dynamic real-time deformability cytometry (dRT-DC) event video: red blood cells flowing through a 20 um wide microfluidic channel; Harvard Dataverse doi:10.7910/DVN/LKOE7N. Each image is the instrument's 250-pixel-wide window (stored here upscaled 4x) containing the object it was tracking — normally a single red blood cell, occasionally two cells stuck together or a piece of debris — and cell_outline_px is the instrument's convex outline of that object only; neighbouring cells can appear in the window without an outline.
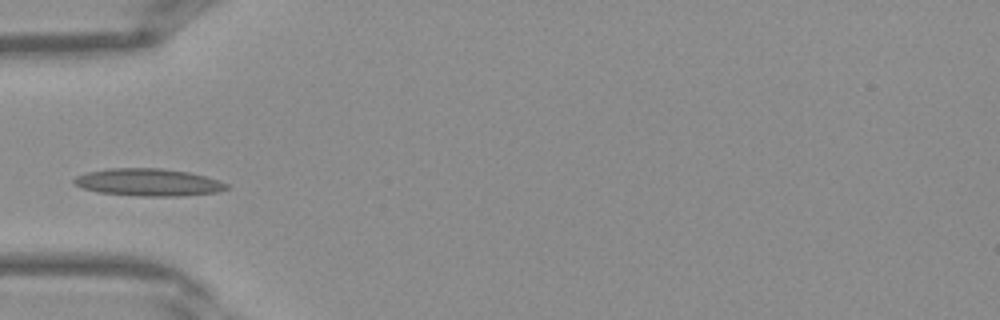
{"species": "Egyptian fruit bat (a non-hibernating species)", "species_latin": "Rousettus aegyptiacus", "temperature_condition": "warm", "stored_images_in_passage": 28, "camera_frame_rate_fps": 3000, "um_per_image_px": 0.085, "frame": {"image": 1, "passage_image": 1, "time_ms": 0.0, "image_size_px": [1000, 320], "cell_outline_px": [[228, 188], [216, 192], [184, 196], [136, 196], [96, 192], [72, 184], [72, 180], [76, 176], [88, 172], [108, 168], [160, 168], [188, 172], [204, 176], [228, 184]], "centroid_in_image_um": [12.55, 15.5], "position_along_channel_um": 72.4, "area_um2": 24.33}}
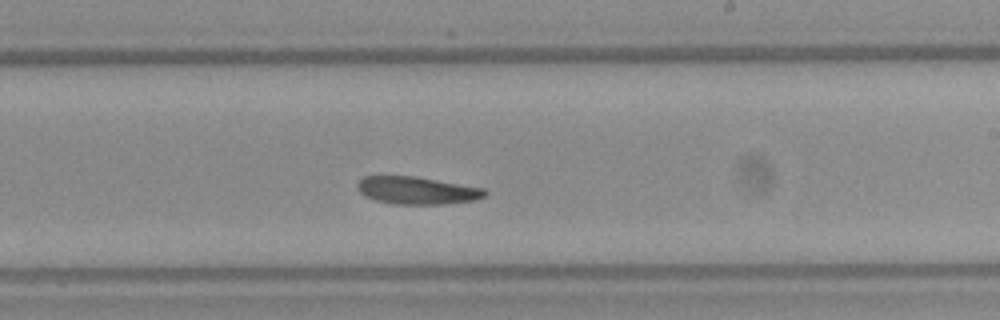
{"frame": {"image": 2, "passage_image": 12, "time_ms": 3.667, "image_size_px": [1000, 320], "cell_outline_px": [[488, 192], [484, 196], [476, 200], [444, 204], [392, 204], [376, 200], [364, 196], [356, 188], [356, 184], [364, 176], [416, 176], [484, 188]], "centroid_in_image_um": [35.43, 16.19], "position_along_channel_um": 253.6, "area_um2": 20.58}}
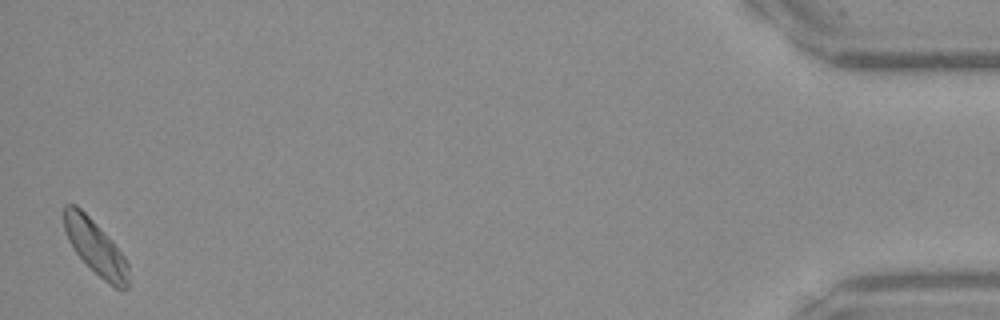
{"frame": {"image": 3, "passage_image": 28, "time_ms": 9.0, "image_size_px": [1000, 320], "cell_outline_px": [[128, 288], [116, 288], [104, 280], [72, 248], [68, 240], [64, 228], [64, 204], [76, 204], [112, 240], [124, 256], [128, 264]], "centroid_in_image_um": [8.11, 20.99], "position_along_channel_um": 427.1, "area_um2": 20.0}}